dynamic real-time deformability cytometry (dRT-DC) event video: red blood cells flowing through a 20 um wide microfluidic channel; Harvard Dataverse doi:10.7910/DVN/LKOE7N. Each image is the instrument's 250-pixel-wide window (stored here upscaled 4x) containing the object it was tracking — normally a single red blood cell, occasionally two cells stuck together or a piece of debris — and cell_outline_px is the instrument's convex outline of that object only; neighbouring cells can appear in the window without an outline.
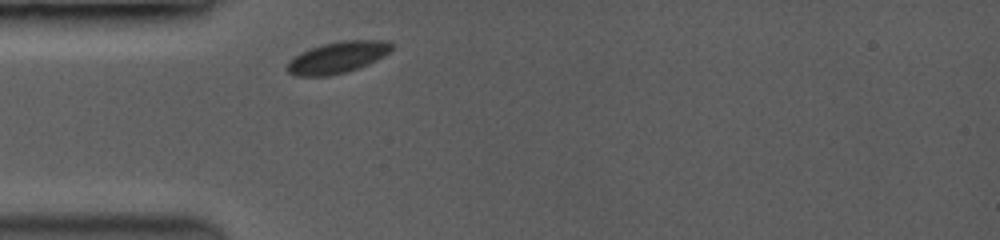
{"species": "common noctule bat (a hibernating species)", "species_latin": "Nyctalus noctula", "temperature_condition": "room temperature", "stored_images_in_passage": 27, "camera_frame_rate_fps": 3500, "um_per_image_px": 0.085, "animal": {"sex": "female", "body_mass_g": 19.0, "forearm_length_mm": 53.3}, "frame": {"image": 1, "passage_image": 1, "time_ms": 0.0, "image_size_px": [1000, 240], "cell_outline_px": [[392, 48], [384, 56], [368, 64], [344, 72], [324, 76], [296, 76], [288, 72], [284, 68], [288, 60], [300, 52], [324, 44], [340, 40], [392, 40]], "centroid_in_image_um": [28.66, 4.87], "position_along_channel_um": 56.3, "area_um2": 19.19}}
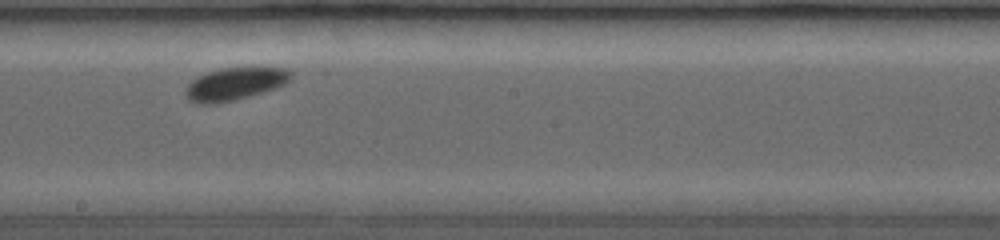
{"frame": {"image": 2, "passage_image": 13, "time_ms": 4.571, "image_size_px": [1000, 240], "cell_outline_px": [[292, 76], [284, 84], [260, 92], [228, 100], [192, 100], [188, 96], [188, 84], [192, 80], [208, 72], [220, 68], [288, 68], [292, 72]], "centroid_in_image_um": [20.07, 7.04], "position_along_channel_um": 228.1, "area_um2": 18.26}}
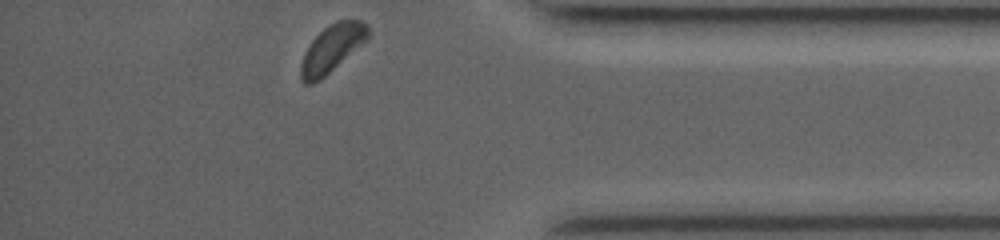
{"frame": {"image": 3, "passage_image": 27, "time_ms": 9.429, "image_size_px": [1000, 240], "cell_outline_px": [[368, 40], [320, 80], [312, 84], [304, 84], [300, 76], [300, 64], [304, 52], [312, 40], [324, 28], [336, 20], [360, 20], [368, 28]], "centroid_in_image_um": [28.19, 4.14], "position_along_channel_um": 407.0, "area_um2": 18.5}, "authors_computed_cell_mechanics": {"area_um2": 19.0162, "velocity_mm_per_s": 3.8844, "shape_relaxation_time_tau1_ms": 0.6551, "shape_relaxation_time_tau2_ms": null, "deformation_change_tau1": 0.0485, "deformation_change_tau2": null}}